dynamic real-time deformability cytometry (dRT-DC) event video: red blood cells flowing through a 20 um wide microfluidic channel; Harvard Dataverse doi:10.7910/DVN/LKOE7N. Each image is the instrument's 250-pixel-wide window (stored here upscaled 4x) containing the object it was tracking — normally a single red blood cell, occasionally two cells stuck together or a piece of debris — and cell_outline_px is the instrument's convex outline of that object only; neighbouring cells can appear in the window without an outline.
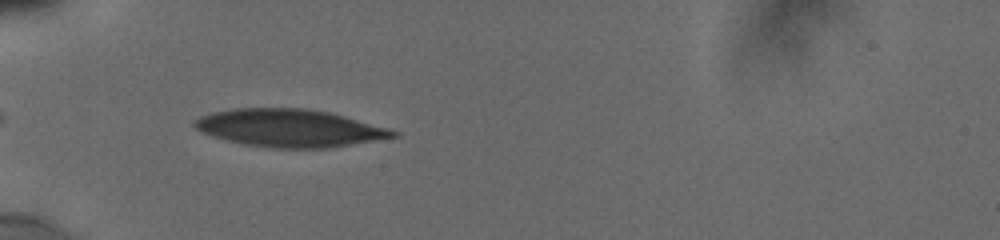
{"species": "human", "species_latin": "Homo sapiens", "temperature_condition": "cold", "stored_images_in_passage": 7, "camera_frame_rate_fps": 3000, "um_per_image_px": 0.085, "donor": {"sex": "male"}, "frame": {"image": 1, "passage_image": 1, "time_ms": 0.0, "image_size_px": [1000, 240], "cell_outline_px": [[400, 136], [328, 148], [268, 148], [244, 144], [228, 140], [204, 132], [196, 128], [192, 124], [192, 120], [200, 116], [212, 112], [232, 108], [304, 108], [328, 112], [344, 116], [388, 128], [400, 132]], "centroid_in_image_um": [24.61, 10.88], "position_along_channel_um": 60.4, "area_um2": 43.41}}
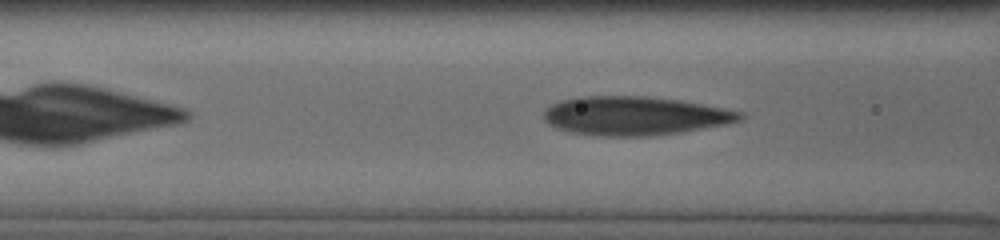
{"frame": {"image": 2, "passage_image": 5, "time_ms": 1.667, "image_size_px": [1000, 240], "cell_outline_px": [[744, 120], [728, 124], [680, 132], [652, 136], [596, 136], [568, 132], [556, 128], [548, 124], [544, 120], [544, 112], [552, 104], [560, 100], [576, 96], [644, 96], [680, 100], [744, 112]], "centroid_in_image_um": [53.95, 9.85], "position_along_channel_um": 112.7, "area_um2": 44.68}}